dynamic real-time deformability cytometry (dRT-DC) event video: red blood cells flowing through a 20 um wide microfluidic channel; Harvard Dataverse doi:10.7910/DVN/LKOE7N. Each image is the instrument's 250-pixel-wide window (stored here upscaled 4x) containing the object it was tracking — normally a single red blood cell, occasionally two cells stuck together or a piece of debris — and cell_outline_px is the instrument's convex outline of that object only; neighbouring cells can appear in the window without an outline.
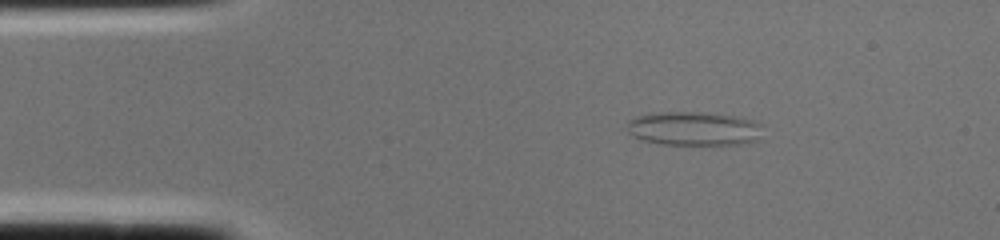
{"species": "common noctule bat (a hibernating species)", "species_latin": "Nyctalus noctula", "temperature_condition": "cold", "stored_images_in_passage": 2, "camera_frame_rate_fps": 3000, "um_per_image_px": 0.085, "animal": {"sex": "female", "body_mass_g": 22.0, "forearm_length_mm": 56.7}, "frame": {"image": 1, "passage_image": 1, "time_ms": 0.0, "image_size_px": [1000, 240], "cell_outline_px": [[764, 124], [760, 140], [740, 144], [660, 144], [640, 140], [632, 136], [628, 132], [628, 120], [636, 116], [652, 112], [700, 112], [736, 116], [756, 120]], "centroid_in_image_um": [59.02, 10.92], "position_along_channel_um": 26.0, "area_um2": 27.34}}